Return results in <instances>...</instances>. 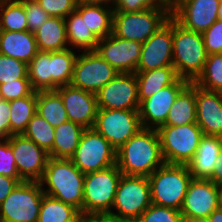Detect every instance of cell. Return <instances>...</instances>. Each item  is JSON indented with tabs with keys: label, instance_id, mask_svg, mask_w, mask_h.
Here are the masks:
<instances>
[{
	"label": "cell",
	"instance_id": "21",
	"mask_svg": "<svg viewBox=\"0 0 222 222\" xmlns=\"http://www.w3.org/2000/svg\"><path fill=\"white\" fill-rule=\"evenodd\" d=\"M196 123L204 135L222 137V92L196 85Z\"/></svg>",
	"mask_w": 222,
	"mask_h": 222
},
{
	"label": "cell",
	"instance_id": "22",
	"mask_svg": "<svg viewBox=\"0 0 222 222\" xmlns=\"http://www.w3.org/2000/svg\"><path fill=\"white\" fill-rule=\"evenodd\" d=\"M222 137L204 135L192 160L187 164L193 178L208 179L219 159Z\"/></svg>",
	"mask_w": 222,
	"mask_h": 222
},
{
	"label": "cell",
	"instance_id": "38",
	"mask_svg": "<svg viewBox=\"0 0 222 222\" xmlns=\"http://www.w3.org/2000/svg\"><path fill=\"white\" fill-rule=\"evenodd\" d=\"M135 222H184L180 210L151 204Z\"/></svg>",
	"mask_w": 222,
	"mask_h": 222
},
{
	"label": "cell",
	"instance_id": "53",
	"mask_svg": "<svg viewBox=\"0 0 222 222\" xmlns=\"http://www.w3.org/2000/svg\"><path fill=\"white\" fill-rule=\"evenodd\" d=\"M182 1L184 0H169L167 5L169 6L170 11L172 12Z\"/></svg>",
	"mask_w": 222,
	"mask_h": 222
},
{
	"label": "cell",
	"instance_id": "31",
	"mask_svg": "<svg viewBox=\"0 0 222 222\" xmlns=\"http://www.w3.org/2000/svg\"><path fill=\"white\" fill-rule=\"evenodd\" d=\"M37 91L29 96L10 101V136L23 134L36 114Z\"/></svg>",
	"mask_w": 222,
	"mask_h": 222
},
{
	"label": "cell",
	"instance_id": "48",
	"mask_svg": "<svg viewBox=\"0 0 222 222\" xmlns=\"http://www.w3.org/2000/svg\"><path fill=\"white\" fill-rule=\"evenodd\" d=\"M81 222H128L117 219L109 214H89L82 215Z\"/></svg>",
	"mask_w": 222,
	"mask_h": 222
},
{
	"label": "cell",
	"instance_id": "17",
	"mask_svg": "<svg viewBox=\"0 0 222 222\" xmlns=\"http://www.w3.org/2000/svg\"><path fill=\"white\" fill-rule=\"evenodd\" d=\"M189 83L188 80L179 78L174 84L162 88L143 100L138 110L142 128L157 130L164 125L176 97Z\"/></svg>",
	"mask_w": 222,
	"mask_h": 222
},
{
	"label": "cell",
	"instance_id": "10",
	"mask_svg": "<svg viewBox=\"0 0 222 222\" xmlns=\"http://www.w3.org/2000/svg\"><path fill=\"white\" fill-rule=\"evenodd\" d=\"M70 160L87 174L116 165V149L94 128L85 129Z\"/></svg>",
	"mask_w": 222,
	"mask_h": 222
},
{
	"label": "cell",
	"instance_id": "39",
	"mask_svg": "<svg viewBox=\"0 0 222 222\" xmlns=\"http://www.w3.org/2000/svg\"><path fill=\"white\" fill-rule=\"evenodd\" d=\"M20 78H28L27 64L0 54V84Z\"/></svg>",
	"mask_w": 222,
	"mask_h": 222
},
{
	"label": "cell",
	"instance_id": "28",
	"mask_svg": "<svg viewBox=\"0 0 222 222\" xmlns=\"http://www.w3.org/2000/svg\"><path fill=\"white\" fill-rule=\"evenodd\" d=\"M81 16H85L87 27L98 39L105 38L112 33V7L101 4L78 3L75 9Z\"/></svg>",
	"mask_w": 222,
	"mask_h": 222
},
{
	"label": "cell",
	"instance_id": "37",
	"mask_svg": "<svg viewBox=\"0 0 222 222\" xmlns=\"http://www.w3.org/2000/svg\"><path fill=\"white\" fill-rule=\"evenodd\" d=\"M194 83L206 90L222 92V54L208 55L204 69Z\"/></svg>",
	"mask_w": 222,
	"mask_h": 222
},
{
	"label": "cell",
	"instance_id": "23",
	"mask_svg": "<svg viewBox=\"0 0 222 222\" xmlns=\"http://www.w3.org/2000/svg\"><path fill=\"white\" fill-rule=\"evenodd\" d=\"M38 52L34 33L26 31H1L0 54L20 60L26 64Z\"/></svg>",
	"mask_w": 222,
	"mask_h": 222
},
{
	"label": "cell",
	"instance_id": "51",
	"mask_svg": "<svg viewBox=\"0 0 222 222\" xmlns=\"http://www.w3.org/2000/svg\"><path fill=\"white\" fill-rule=\"evenodd\" d=\"M210 222H222V208L218 207L209 215Z\"/></svg>",
	"mask_w": 222,
	"mask_h": 222
},
{
	"label": "cell",
	"instance_id": "25",
	"mask_svg": "<svg viewBox=\"0 0 222 222\" xmlns=\"http://www.w3.org/2000/svg\"><path fill=\"white\" fill-rule=\"evenodd\" d=\"M66 38L69 48L78 52L95 51L99 39L87 27L85 16L76 10L65 18Z\"/></svg>",
	"mask_w": 222,
	"mask_h": 222
},
{
	"label": "cell",
	"instance_id": "35",
	"mask_svg": "<svg viewBox=\"0 0 222 222\" xmlns=\"http://www.w3.org/2000/svg\"><path fill=\"white\" fill-rule=\"evenodd\" d=\"M1 31L28 30L24 3L21 0H0Z\"/></svg>",
	"mask_w": 222,
	"mask_h": 222
},
{
	"label": "cell",
	"instance_id": "45",
	"mask_svg": "<svg viewBox=\"0 0 222 222\" xmlns=\"http://www.w3.org/2000/svg\"><path fill=\"white\" fill-rule=\"evenodd\" d=\"M167 5L162 0H115L114 11L138 12L144 9Z\"/></svg>",
	"mask_w": 222,
	"mask_h": 222
},
{
	"label": "cell",
	"instance_id": "5",
	"mask_svg": "<svg viewBox=\"0 0 222 222\" xmlns=\"http://www.w3.org/2000/svg\"><path fill=\"white\" fill-rule=\"evenodd\" d=\"M171 17L168 5L138 12L114 11L112 34L125 40L147 41Z\"/></svg>",
	"mask_w": 222,
	"mask_h": 222
},
{
	"label": "cell",
	"instance_id": "52",
	"mask_svg": "<svg viewBox=\"0 0 222 222\" xmlns=\"http://www.w3.org/2000/svg\"><path fill=\"white\" fill-rule=\"evenodd\" d=\"M184 222H210L208 217L188 218Z\"/></svg>",
	"mask_w": 222,
	"mask_h": 222
},
{
	"label": "cell",
	"instance_id": "43",
	"mask_svg": "<svg viewBox=\"0 0 222 222\" xmlns=\"http://www.w3.org/2000/svg\"><path fill=\"white\" fill-rule=\"evenodd\" d=\"M24 3L28 31L34 33L50 17L36 0H21Z\"/></svg>",
	"mask_w": 222,
	"mask_h": 222
},
{
	"label": "cell",
	"instance_id": "3",
	"mask_svg": "<svg viewBox=\"0 0 222 222\" xmlns=\"http://www.w3.org/2000/svg\"><path fill=\"white\" fill-rule=\"evenodd\" d=\"M207 57L202 33L185 29L173 18V66L177 75L194 82Z\"/></svg>",
	"mask_w": 222,
	"mask_h": 222
},
{
	"label": "cell",
	"instance_id": "41",
	"mask_svg": "<svg viewBox=\"0 0 222 222\" xmlns=\"http://www.w3.org/2000/svg\"><path fill=\"white\" fill-rule=\"evenodd\" d=\"M50 17L66 18L78 4L77 0H36Z\"/></svg>",
	"mask_w": 222,
	"mask_h": 222
},
{
	"label": "cell",
	"instance_id": "47",
	"mask_svg": "<svg viewBox=\"0 0 222 222\" xmlns=\"http://www.w3.org/2000/svg\"><path fill=\"white\" fill-rule=\"evenodd\" d=\"M23 181L22 178H11L0 174V204Z\"/></svg>",
	"mask_w": 222,
	"mask_h": 222
},
{
	"label": "cell",
	"instance_id": "49",
	"mask_svg": "<svg viewBox=\"0 0 222 222\" xmlns=\"http://www.w3.org/2000/svg\"><path fill=\"white\" fill-rule=\"evenodd\" d=\"M208 179L213 181L216 185L222 183V148L219 154V159L217 160V163L214 166L213 173Z\"/></svg>",
	"mask_w": 222,
	"mask_h": 222
},
{
	"label": "cell",
	"instance_id": "42",
	"mask_svg": "<svg viewBox=\"0 0 222 222\" xmlns=\"http://www.w3.org/2000/svg\"><path fill=\"white\" fill-rule=\"evenodd\" d=\"M0 174L11 178H21L7 138H0Z\"/></svg>",
	"mask_w": 222,
	"mask_h": 222
},
{
	"label": "cell",
	"instance_id": "32",
	"mask_svg": "<svg viewBox=\"0 0 222 222\" xmlns=\"http://www.w3.org/2000/svg\"><path fill=\"white\" fill-rule=\"evenodd\" d=\"M81 217L76 208L44 194L37 222H81Z\"/></svg>",
	"mask_w": 222,
	"mask_h": 222
},
{
	"label": "cell",
	"instance_id": "9",
	"mask_svg": "<svg viewBox=\"0 0 222 222\" xmlns=\"http://www.w3.org/2000/svg\"><path fill=\"white\" fill-rule=\"evenodd\" d=\"M44 192L39 181H23L0 204V222H37Z\"/></svg>",
	"mask_w": 222,
	"mask_h": 222
},
{
	"label": "cell",
	"instance_id": "33",
	"mask_svg": "<svg viewBox=\"0 0 222 222\" xmlns=\"http://www.w3.org/2000/svg\"><path fill=\"white\" fill-rule=\"evenodd\" d=\"M27 70L34 91L52 90L51 52L38 51L27 64Z\"/></svg>",
	"mask_w": 222,
	"mask_h": 222
},
{
	"label": "cell",
	"instance_id": "29",
	"mask_svg": "<svg viewBox=\"0 0 222 222\" xmlns=\"http://www.w3.org/2000/svg\"><path fill=\"white\" fill-rule=\"evenodd\" d=\"M85 128L72 121L62 123L54 130L52 158L70 159L79 145Z\"/></svg>",
	"mask_w": 222,
	"mask_h": 222
},
{
	"label": "cell",
	"instance_id": "30",
	"mask_svg": "<svg viewBox=\"0 0 222 222\" xmlns=\"http://www.w3.org/2000/svg\"><path fill=\"white\" fill-rule=\"evenodd\" d=\"M36 112L54 128L69 121L61 96L55 90L37 91Z\"/></svg>",
	"mask_w": 222,
	"mask_h": 222
},
{
	"label": "cell",
	"instance_id": "44",
	"mask_svg": "<svg viewBox=\"0 0 222 222\" xmlns=\"http://www.w3.org/2000/svg\"><path fill=\"white\" fill-rule=\"evenodd\" d=\"M208 55L222 54V21L216 20L202 33Z\"/></svg>",
	"mask_w": 222,
	"mask_h": 222
},
{
	"label": "cell",
	"instance_id": "54",
	"mask_svg": "<svg viewBox=\"0 0 222 222\" xmlns=\"http://www.w3.org/2000/svg\"><path fill=\"white\" fill-rule=\"evenodd\" d=\"M219 193V206L222 208V183L217 185Z\"/></svg>",
	"mask_w": 222,
	"mask_h": 222
},
{
	"label": "cell",
	"instance_id": "20",
	"mask_svg": "<svg viewBox=\"0 0 222 222\" xmlns=\"http://www.w3.org/2000/svg\"><path fill=\"white\" fill-rule=\"evenodd\" d=\"M219 0H184L171 16L185 29L203 33L218 20Z\"/></svg>",
	"mask_w": 222,
	"mask_h": 222
},
{
	"label": "cell",
	"instance_id": "1",
	"mask_svg": "<svg viewBox=\"0 0 222 222\" xmlns=\"http://www.w3.org/2000/svg\"><path fill=\"white\" fill-rule=\"evenodd\" d=\"M164 163L156 129H140L116 150V165L124 175L149 177Z\"/></svg>",
	"mask_w": 222,
	"mask_h": 222
},
{
	"label": "cell",
	"instance_id": "2",
	"mask_svg": "<svg viewBox=\"0 0 222 222\" xmlns=\"http://www.w3.org/2000/svg\"><path fill=\"white\" fill-rule=\"evenodd\" d=\"M83 174L70 159L49 157L39 181L45 195L76 208L83 215Z\"/></svg>",
	"mask_w": 222,
	"mask_h": 222
},
{
	"label": "cell",
	"instance_id": "18",
	"mask_svg": "<svg viewBox=\"0 0 222 222\" xmlns=\"http://www.w3.org/2000/svg\"><path fill=\"white\" fill-rule=\"evenodd\" d=\"M218 207L217 185L210 179L192 178L180 210L183 219L209 217Z\"/></svg>",
	"mask_w": 222,
	"mask_h": 222
},
{
	"label": "cell",
	"instance_id": "40",
	"mask_svg": "<svg viewBox=\"0 0 222 222\" xmlns=\"http://www.w3.org/2000/svg\"><path fill=\"white\" fill-rule=\"evenodd\" d=\"M33 91L29 78L15 79L11 82L0 84V99L12 101L29 96Z\"/></svg>",
	"mask_w": 222,
	"mask_h": 222
},
{
	"label": "cell",
	"instance_id": "24",
	"mask_svg": "<svg viewBox=\"0 0 222 222\" xmlns=\"http://www.w3.org/2000/svg\"><path fill=\"white\" fill-rule=\"evenodd\" d=\"M139 103L162 88L174 84L180 77L174 66H164L148 71H136Z\"/></svg>",
	"mask_w": 222,
	"mask_h": 222
},
{
	"label": "cell",
	"instance_id": "19",
	"mask_svg": "<svg viewBox=\"0 0 222 222\" xmlns=\"http://www.w3.org/2000/svg\"><path fill=\"white\" fill-rule=\"evenodd\" d=\"M55 91L61 96L69 121L85 129L94 127L98 111L96 94L72 85L58 87Z\"/></svg>",
	"mask_w": 222,
	"mask_h": 222
},
{
	"label": "cell",
	"instance_id": "55",
	"mask_svg": "<svg viewBox=\"0 0 222 222\" xmlns=\"http://www.w3.org/2000/svg\"><path fill=\"white\" fill-rule=\"evenodd\" d=\"M218 20L222 21V1H219V7H218Z\"/></svg>",
	"mask_w": 222,
	"mask_h": 222
},
{
	"label": "cell",
	"instance_id": "16",
	"mask_svg": "<svg viewBox=\"0 0 222 222\" xmlns=\"http://www.w3.org/2000/svg\"><path fill=\"white\" fill-rule=\"evenodd\" d=\"M142 43L121 39L112 33L99 39L95 51L119 73H136Z\"/></svg>",
	"mask_w": 222,
	"mask_h": 222
},
{
	"label": "cell",
	"instance_id": "11",
	"mask_svg": "<svg viewBox=\"0 0 222 222\" xmlns=\"http://www.w3.org/2000/svg\"><path fill=\"white\" fill-rule=\"evenodd\" d=\"M93 128L118 150L142 125L138 110L98 109Z\"/></svg>",
	"mask_w": 222,
	"mask_h": 222
},
{
	"label": "cell",
	"instance_id": "36",
	"mask_svg": "<svg viewBox=\"0 0 222 222\" xmlns=\"http://www.w3.org/2000/svg\"><path fill=\"white\" fill-rule=\"evenodd\" d=\"M54 130L55 128L36 112L29 121L23 135L34 141L40 148L44 149L49 154V157H52Z\"/></svg>",
	"mask_w": 222,
	"mask_h": 222
},
{
	"label": "cell",
	"instance_id": "12",
	"mask_svg": "<svg viewBox=\"0 0 222 222\" xmlns=\"http://www.w3.org/2000/svg\"><path fill=\"white\" fill-rule=\"evenodd\" d=\"M118 73L96 51L79 52L70 85L96 94Z\"/></svg>",
	"mask_w": 222,
	"mask_h": 222
},
{
	"label": "cell",
	"instance_id": "26",
	"mask_svg": "<svg viewBox=\"0 0 222 222\" xmlns=\"http://www.w3.org/2000/svg\"><path fill=\"white\" fill-rule=\"evenodd\" d=\"M38 51H63L69 48L66 38V23L64 18L49 17L47 21L34 32Z\"/></svg>",
	"mask_w": 222,
	"mask_h": 222
},
{
	"label": "cell",
	"instance_id": "27",
	"mask_svg": "<svg viewBox=\"0 0 222 222\" xmlns=\"http://www.w3.org/2000/svg\"><path fill=\"white\" fill-rule=\"evenodd\" d=\"M196 123V84L190 82L176 97L164 125Z\"/></svg>",
	"mask_w": 222,
	"mask_h": 222
},
{
	"label": "cell",
	"instance_id": "34",
	"mask_svg": "<svg viewBox=\"0 0 222 222\" xmlns=\"http://www.w3.org/2000/svg\"><path fill=\"white\" fill-rule=\"evenodd\" d=\"M78 53L70 48L51 52L52 90L70 85Z\"/></svg>",
	"mask_w": 222,
	"mask_h": 222
},
{
	"label": "cell",
	"instance_id": "15",
	"mask_svg": "<svg viewBox=\"0 0 222 222\" xmlns=\"http://www.w3.org/2000/svg\"><path fill=\"white\" fill-rule=\"evenodd\" d=\"M173 66V17L142 43L136 71H148Z\"/></svg>",
	"mask_w": 222,
	"mask_h": 222
},
{
	"label": "cell",
	"instance_id": "7",
	"mask_svg": "<svg viewBox=\"0 0 222 222\" xmlns=\"http://www.w3.org/2000/svg\"><path fill=\"white\" fill-rule=\"evenodd\" d=\"M165 163L187 165L204 136L197 123L182 126L162 125L157 129Z\"/></svg>",
	"mask_w": 222,
	"mask_h": 222
},
{
	"label": "cell",
	"instance_id": "46",
	"mask_svg": "<svg viewBox=\"0 0 222 222\" xmlns=\"http://www.w3.org/2000/svg\"><path fill=\"white\" fill-rule=\"evenodd\" d=\"M10 137V101L0 99V138Z\"/></svg>",
	"mask_w": 222,
	"mask_h": 222
},
{
	"label": "cell",
	"instance_id": "8",
	"mask_svg": "<svg viewBox=\"0 0 222 222\" xmlns=\"http://www.w3.org/2000/svg\"><path fill=\"white\" fill-rule=\"evenodd\" d=\"M121 175L117 165L85 174L83 215L110 213Z\"/></svg>",
	"mask_w": 222,
	"mask_h": 222
},
{
	"label": "cell",
	"instance_id": "14",
	"mask_svg": "<svg viewBox=\"0 0 222 222\" xmlns=\"http://www.w3.org/2000/svg\"><path fill=\"white\" fill-rule=\"evenodd\" d=\"M16 168L24 181H40L49 159V154L34 141L23 134L12 135L9 138Z\"/></svg>",
	"mask_w": 222,
	"mask_h": 222
},
{
	"label": "cell",
	"instance_id": "13",
	"mask_svg": "<svg viewBox=\"0 0 222 222\" xmlns=\"http://www.w3.org/2000/svg\"><path fill=\"white\" fill-rule=\"evenodd\" d=\"M98 109L139 110L135 73H118L96 93Z\"/></svg>",
	"mask_w": 222,
	"mask_h": 222
},
{
	"label": "cell",
	"instance_id": "4",
	"mask_svg": "<svg viewBox=\"0 0 222 222\" xmlns=\"http://www.w3.org/2000/svg\"><path fill=\"white\" fill-rule=\"evenodd\" d=\"M192 178L187 165L164 163L148 177L152 204L181 210Z\"/></svg>",
	"mask_w": 222,
	"mask_h": 222
},
{
	"label": "cell",
	"instance_id": "6",
	"mask_svg": "<svg viewBox=\"0 0 222 222\" xmlns=\"http://www.w3.org/2000/svg\"><path fill=\"white\" fill-rule=\"evenodd\" d=\"M151 204L148 177L122 174L109 215L135 222Z\"/></svg>",
	"mask_w": 222,
	"mask_h": 222
},
{
	"label": "cell",
	"instance_id": "50",
	"mask_svg": "<svg viewBox=\"0 0 222 222\" xmlns=\"http://www.w3.org/2000/svg\"><path fill=\"white\" fill-rule=\"evenodd\" d=\"M78 3L101 4L114 8L115 0H77Z\"/></svg>",
	"mask_w": 222,
	"mask_h": 222
}]
</instances>
